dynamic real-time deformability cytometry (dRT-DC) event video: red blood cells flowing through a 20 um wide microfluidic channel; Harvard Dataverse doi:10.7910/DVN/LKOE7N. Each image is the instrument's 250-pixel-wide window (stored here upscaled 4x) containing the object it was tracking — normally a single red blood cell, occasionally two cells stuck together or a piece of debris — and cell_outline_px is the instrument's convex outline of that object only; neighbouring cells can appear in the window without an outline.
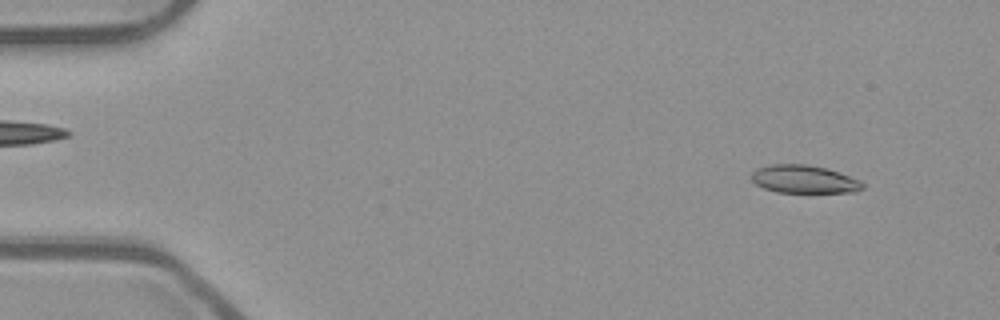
{"species": "common noctule bat (a hibernating species)", "species_latin": "Nyctalus noctula", "temperature_condition": "room temperature", "stored_images_in_passage": 53, "camera_frame_rate_fps": 3000, "um_per_image_px": 0.085, "animal": {"sex": "male", "body_mass_g": 23.1, "forearm_length_mm": 52.7}, "frame": {"image": 1, "passage_image": 4, "time_ms": 1.0, "image_size_px": [1000, 320], "cell_outline_px": [[864, 188], [856, 192], [776, 192], [764, 188], [756, 184], [752, 180], [752, 172], [756, 168], [772, 164], [804, 164], [824, 168], [860, 180], [864, 184]], "centroid_in_image_um": [68.32, 15.24], "position_along_channel_um": 16.7, "area_um2": 17.92}}
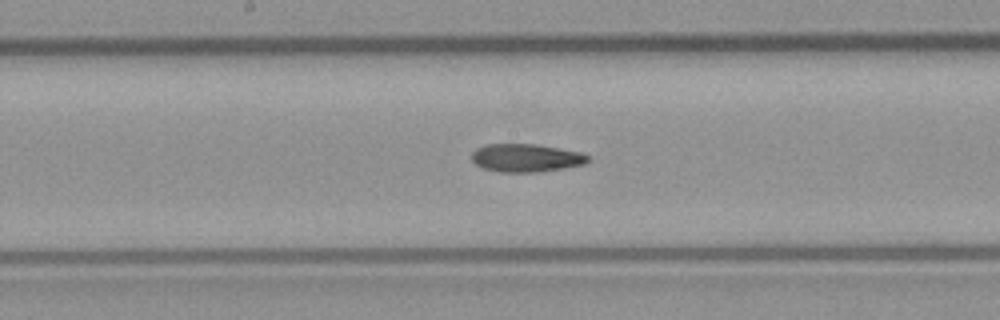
{"frame": {"image": 2, "passage_image": 27, "time_ms": 8.667, "image_size_px": [1000, 320], "cell_outline_px": [[588, 160], [584, 164], [564, 168], [540, 172], [500, 172], [484, 168], [476, 164], [472, 160], [472, 152], [476, 148], [484, 144], [536, 144], [580, 152], [588, 156]], "centroid_in_image_um": [44.68, 13.42], "position_along_channel_um": 203.5, "area_um2": 18.96}}
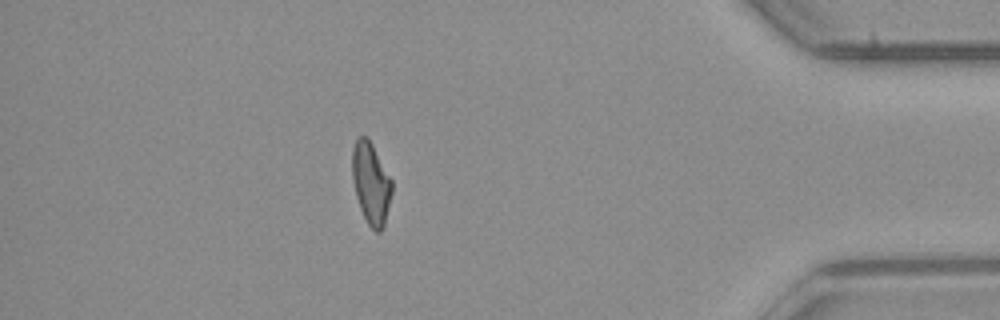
{"frame": {"image": 3, "passage_image": 46, "time_ms": 15.0, "image_size_px": [1000, 320], "cell_outline_px": [[392, 192], [384, 228], [380, 232], [376, 232], [368, 224], [360, 208], [356, 196], [352, 176], [352, 148], [356, 140], [360, 136], [368, 136], [392, 180]], "centroid_in_image_um": [31.54, 15.57], "position_along_channel_um": 403.7, "area_um2": 18.96}}